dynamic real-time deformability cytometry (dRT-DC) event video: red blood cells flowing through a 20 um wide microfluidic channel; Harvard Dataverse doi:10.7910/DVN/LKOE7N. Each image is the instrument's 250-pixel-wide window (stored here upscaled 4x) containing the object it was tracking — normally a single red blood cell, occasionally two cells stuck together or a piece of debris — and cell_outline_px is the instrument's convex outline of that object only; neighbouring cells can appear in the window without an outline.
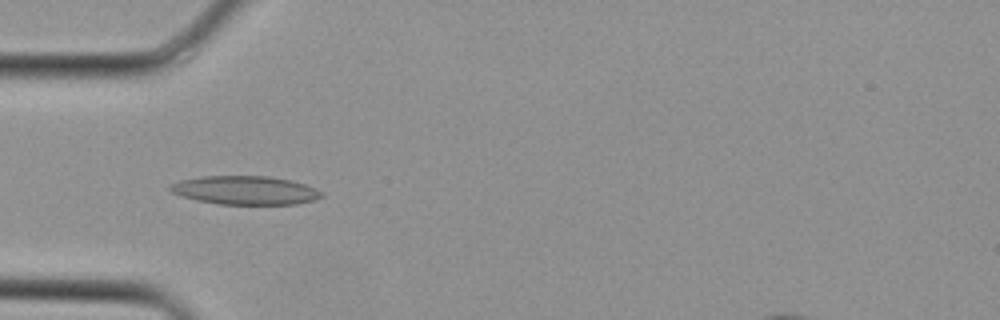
{"species": "Egyptian fruit bat (a non-hibernating species)", "species_latin": "Rousettus aegyptiacus", "temperature_condition": "cold", "stored_images_in_passage": 2, "camera_frame_rate_fps": 3000, "um_per_image_px": 0.085, "animal": {"sex": "female"}, "frame": {"image": 1, "passage_image": 2, "time_ms": 0.333, "image_size_px": [1000, 320], "cell_outline_px": [[324, 196], [312, 200], [296, 204], [220, 204], [196, 200], [172, 192], [168, 188], [172, 184], [180, 180], [200, 176], [268, 176], [292, 180], [304, 184], [320, 192]], "centroid_in_image_um": [20.82, 16.16], "position_along_channel_um": 64.2, "area_um2": 24.97}}